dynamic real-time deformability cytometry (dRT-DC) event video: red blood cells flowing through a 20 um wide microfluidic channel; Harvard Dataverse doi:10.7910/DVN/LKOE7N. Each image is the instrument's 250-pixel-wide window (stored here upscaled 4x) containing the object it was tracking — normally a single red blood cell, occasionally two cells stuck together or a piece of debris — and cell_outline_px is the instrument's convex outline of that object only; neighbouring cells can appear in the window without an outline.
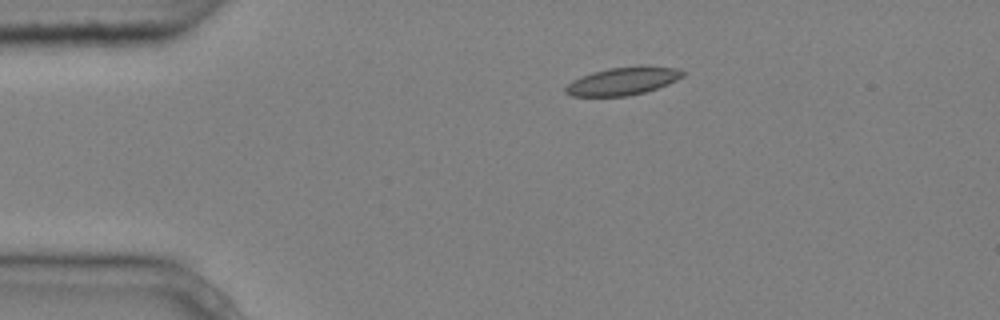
{"species": "common noctule bat (a hibernating species)", "species_latin": "Nyctalus noctula", "temperature_condition": "cold", "stored_images_in_passage": 7, "camera_frame_rate_fps": 3000, "um_per_image_px": 0.085, "animal": {"sex": "male", "body_mass_g": 20.4}, "frame": {"image": 1, "passage_image": 1, "time_ms": 0.0, "image_size_px": [1000, 320], "cell_outline_px": [[688, 72], [684, 76], [668, 84], [644, 92], [628, 96], [572, 96], [564, 92], [564, 88], [572, 80], [580, 76], [592, 72], [608, 68], [640, 64], [676, 68]], "centroid_in_image_um": [52.96, 6.86], "position_along_channel_um": 32.0, "area_um2": 19.42}}
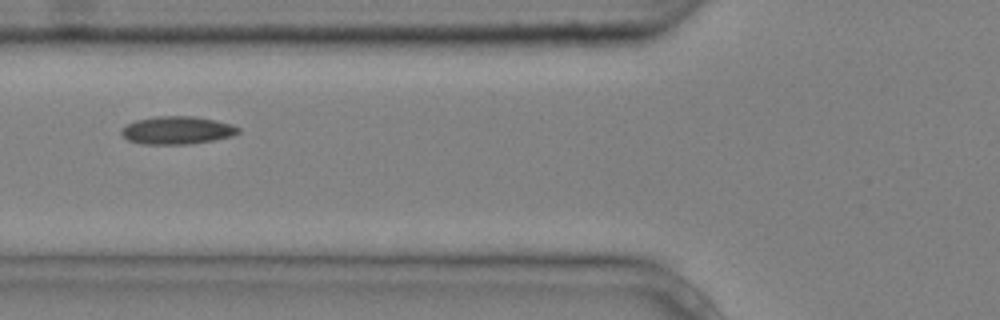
{"frame": {"image": 2, "passage_image": 3, "time_ms": 0.667, "image_size_px": [1000, 320], "cell_outline_px": [[240, 132], [232, 136], [212, 140], [188, 144], [144, 144], [128, 140], [120, 132], [120, 128], [136, 120], [156, 116], [192, 116], [216, 120], [232, 124], [240, 128]], "centroid_in_image_um": [15.06, 11.06], "position_along_channel_um": 110.7, "area_um2": 18.96}}
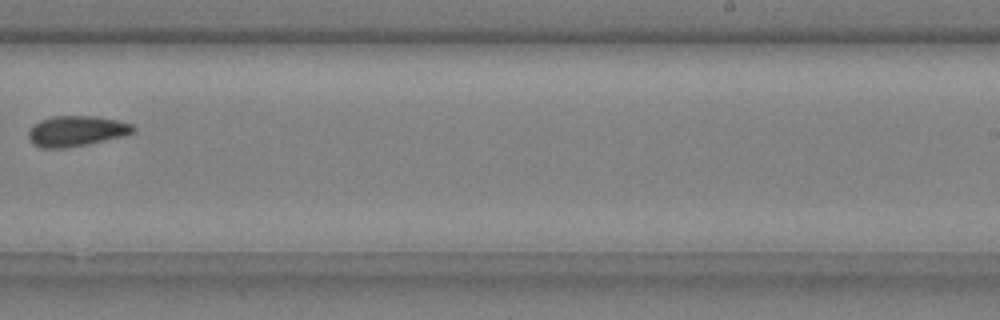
{"frame": {"image": 3, "passage_image": 7, "time_ms": 2.0, "image_size_px": [1000, 320], "cell_outline_px": [[136, 132], [124, 136], [88, 144], [64, 148], [40, 148], [32, 144], [28, 136], [28, 132], [32, 124], [40, 120], [52, 116], [96, 116], [116, 120], [132, 124], [136, 128]], "centroid_in_image_um": [6.48, 11.14], "position_along_channel_um": 282.5, "area_um2": 18.84}}